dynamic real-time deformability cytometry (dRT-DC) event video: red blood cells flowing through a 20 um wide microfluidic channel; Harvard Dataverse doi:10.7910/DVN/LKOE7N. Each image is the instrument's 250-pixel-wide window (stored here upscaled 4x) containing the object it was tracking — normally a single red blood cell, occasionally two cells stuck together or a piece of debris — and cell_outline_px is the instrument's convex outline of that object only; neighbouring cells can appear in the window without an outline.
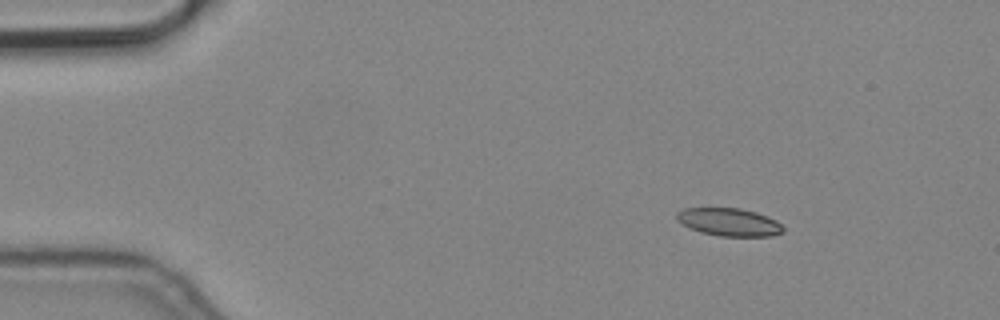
{"species": "common noctule bat (a hibernating species)", "species_latin": "Nyctalus noctula", "temperature_condition": "cold", "stored_images_in_passage": 8, "camera_frame_rate_fps": 3000, "um_per_image_px": 0.085, "animal": {"sex": "male", "body_mass_g": 19.2, "forearm_length_mm": 51.8}, "frame": {"image": 1, "passage_image": 3, "time_ms": 0.667, "image_size_px": [1000, 320], "cell_outline_px": [[784, 232], [772, 236], [720, 236], [700, 232], [688, 228], [676, 220], [676, 212], [684, 208], [740, 208], [756, 212], [768, 216], [776, 220], [784, 228]], "centroid_in_image_um": [61.96, 18.87], "position_along_channel_um": 23.0, "area_um2": 17.46}}
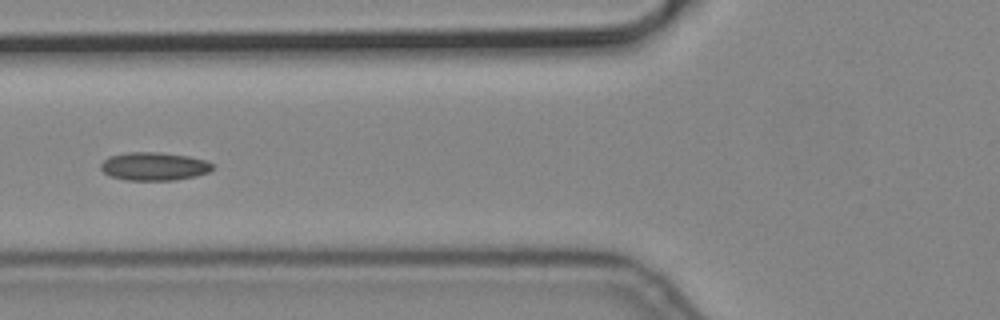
{"frame": {"image": 2, "passage_image": 7, "time_ms": 2.0, "image_size_px": [1000, 320], "cell_outline_px": [[212, 168], [208, 172], [196, 176], [176, 180], [128, 180], [108, 176], [100, 168], [100, 164], [108, 156], [128, 152], [160, 152], [188, 156], [204, 160], [212, 164]], "centroid_in_image_um": [13.05, 14.14], "position_along_channel_um": 112.7, "area_um2": 18.38}}
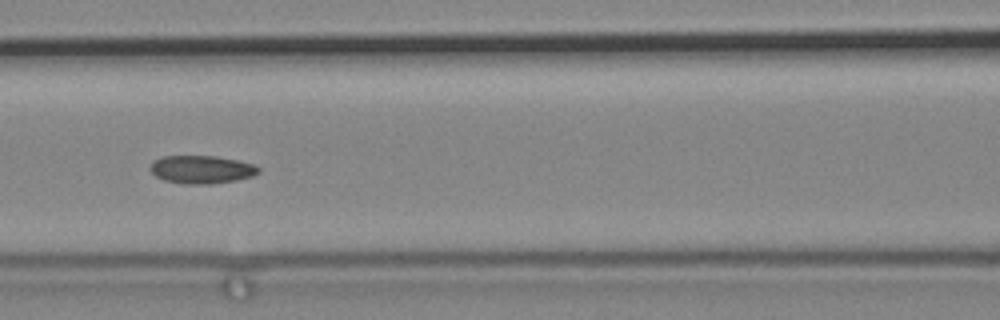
{"frame": {"image": 3, "passage_image": 8, "time_ms": 2.333, "image_size_px": [1000, 320], "cell_outline_px": [[260, 172], [252, 176], [236, 180], [208, 184], [184, 184], [164, 180], [156, 176], [148, 168], [156, 160], [164, 156], [216, 156], [256, 164], [260, 168]], "centroid_in_image_um": [17.16, 14.41], "position_along_channel_um": 149.4, "area_um2": 17.63}}